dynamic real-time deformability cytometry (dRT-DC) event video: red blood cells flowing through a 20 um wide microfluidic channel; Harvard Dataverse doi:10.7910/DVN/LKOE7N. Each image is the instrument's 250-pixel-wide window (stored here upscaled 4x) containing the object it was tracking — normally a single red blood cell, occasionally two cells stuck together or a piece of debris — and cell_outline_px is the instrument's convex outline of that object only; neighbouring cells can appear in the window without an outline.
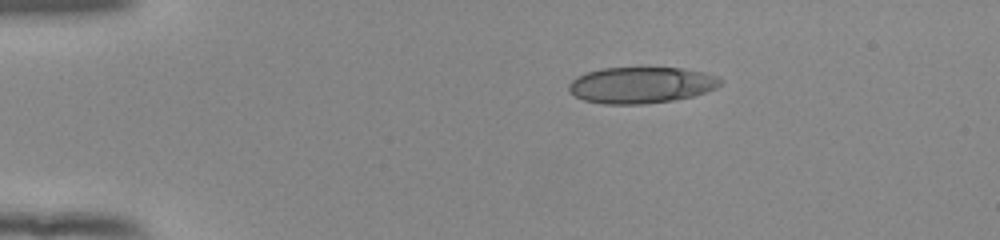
{"species": "human", "species_latin": "Homo sapiens", "temperature_condition": "room temperature", "stored_images_in_passage": 43, "camera_frame_rate_fps": 3000, "um_per_image_px": 0.085, "donor": {"sex": "female"}, "frame": {"image": 1, "passage_image": 1, "time_ms": 0.0, "image_size_px": [1000, 240], "cell_outline_px": [[724, 80], [716, 88], [692, 96], [672, 100], [644, 104], [604, 104], [584, 100], [576, 96], [568, 88], [568, 84], [576, 76], [600, 68], [680, 68], [704, 72], [720, 76]], "centroid_in_image_um": [54.52, 7.22], "position_along_channel_um": 30.5, "area_um2": 32.02}}
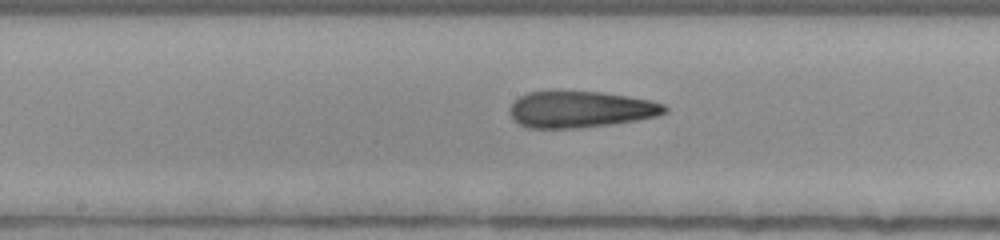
{"frame": {"image": 2, "passage_image": 19, "time_ms": 6.0, "image_size_px": [1000, 240], "cell_outline_px": [[668, 112], [660, 116], [636, 120], [608, 124], [576, 128], [528, 128], [512, 120], [508, 112], [508, 108], [520, 96], [528, 92], [552, 88], [604, 92], [652, 100], [664, 104], [668, 108]], "centroid_in_image_um": [49.3, 9.25], "position_along_channel_um": 198.9, "area_um2": 34.04}}
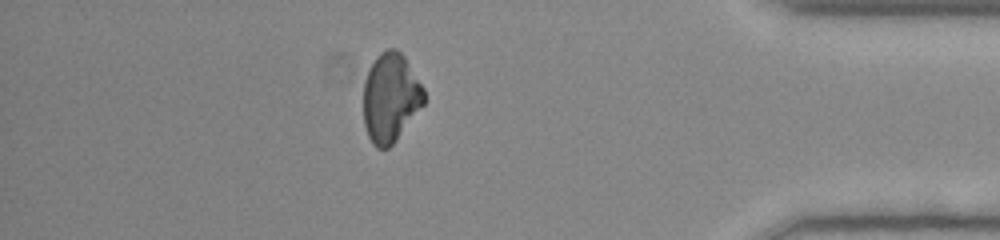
{"frame": {"image": 3, "passage_image": 37, "time_ms": 12.0, "image_size_px": [1000, 240], "cell_outline_px": [[424, 104], [396, 140], [388, 148], [376, 148], [372, 144], [368, 136], [364, 124], [364, 80], [376, 56], [380, 52], [388, 48], [396, 48], [404, 56], [424, 88]], "centroid_in_image_um": [33.19, 8.3], "position_along_channel_um": 402.0, "area_um2": 31.33}, "authors_computed_cell_mechanics": {"area_um2": 32.7726, "velocity_mm_per_s": 3.9352, "shape_relaxation_time_tau1_ms": 6.8644, "shape_relaxation_time_tau2_ms": 2.1708, "deformation_change_tau1": 0.1693, "deformation_change_tau2": 0.1169}}